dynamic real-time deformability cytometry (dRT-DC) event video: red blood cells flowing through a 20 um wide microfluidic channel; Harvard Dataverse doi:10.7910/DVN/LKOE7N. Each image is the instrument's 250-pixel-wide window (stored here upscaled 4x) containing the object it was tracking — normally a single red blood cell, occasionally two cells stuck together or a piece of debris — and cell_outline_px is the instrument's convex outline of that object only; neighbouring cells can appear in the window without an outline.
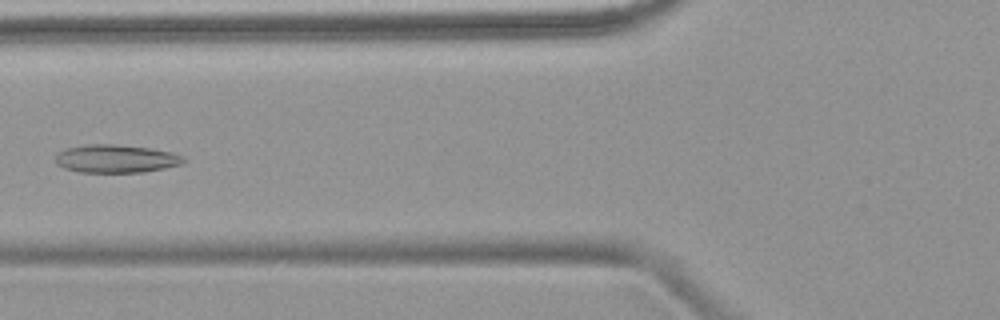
{"species": "common noctule bat (a hibernating species)", "species_latin": "Nyctalus noctula", "temperature_condition": "warm", "stored_images_in_passage": 6, "camera_frame_rate_fps": 3000, "um_per_image_px": 0.085, "animal": {"sex": "female", "body_mass_g": 18.4}, "frame": {"image": 1, "passage_image": 6, "time_ms": 6.0, "image_size_px": [1000, 320], "cell_outline_px": [[184, 160], [180, 164], [164, 168], [144, 172], [80, 172], [64, 168], [56, 164], [56, 152], [64, 148], [88, 144], [112, 144], [152, 148], [172, 152], [184, 156]], "centroid_in_image_um": [9.82, 13.48], "position_along_channel_um": 116.0, "area_um2": 21.04}}